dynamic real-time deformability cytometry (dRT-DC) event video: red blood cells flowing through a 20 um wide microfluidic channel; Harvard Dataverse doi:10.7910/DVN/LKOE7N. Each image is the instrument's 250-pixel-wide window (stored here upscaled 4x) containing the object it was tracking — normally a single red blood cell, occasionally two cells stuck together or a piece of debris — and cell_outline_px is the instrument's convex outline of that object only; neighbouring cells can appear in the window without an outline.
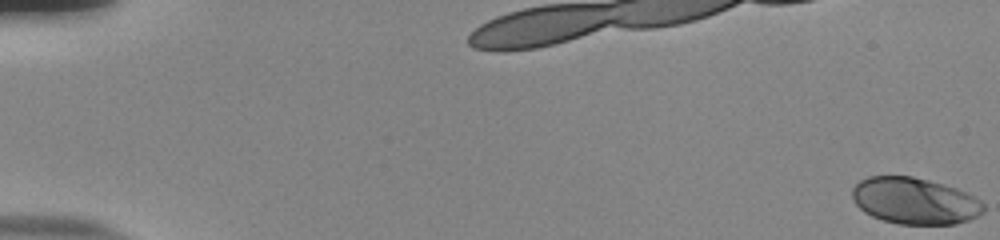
{"species": "human", "species_latin": "Homo sapiens", "temperature_condition": "room temperature", "stored_images_in_passage": 56, "camera_frame_rate_fps": 3000, "um_per_image_px": 0.085, "donor": {"sex": "male"}, "frame": {"image": 1, "passage_image": 1, "time_ms": 0.0, "image_size_px": [1000, 240], "cell_outline_px": [[984, 212], [968, 220], [956, 224], [900, 224], [884, 220], [872, 216], [864, 212], [856, 204], [852, 196], [852, 188], [860, 180], [868, 176], [912, 176], [928, 180], [956, 188], [980, 200], [984, 204]], "centroid_in_image_um": [77.73, 17.07], "position_along_channel_um": 7.3, "area_um2": 35.43}}
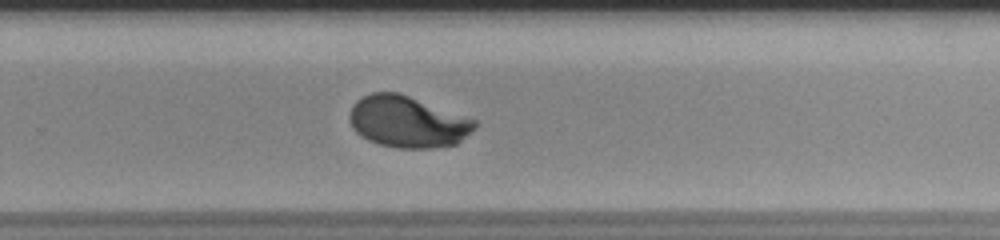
{"frame": {"image": 2, "passage_image": 39, "time_ms": 12.667, "image_size_px": [1000, 240], "cell_outline_px": [[476, 128], [472, 132], [456, 144], [432, 148], [396, 148], [380, 144], [368, 140], [356, 132], [348, 116], [356, 100], [372, 92], [396, 92], [408, 96], [476, 120]], "centroid_in_image_um": [34.64, 10.36], "position_along_channel_um": 295.2, "area_um2": 37.17}}
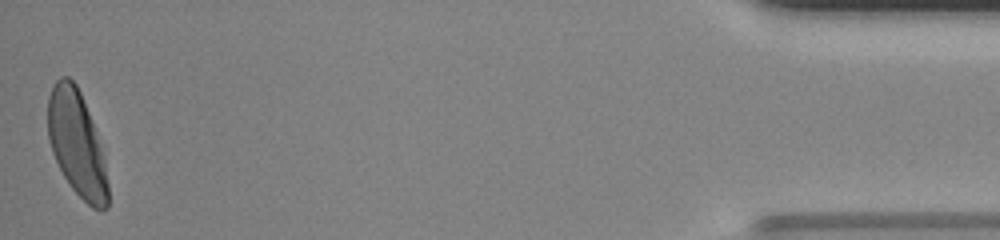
{"frame": {"image": 3, "passage_image": 56, "time_ms": 18.333, "image_size_px": [1000, 240], "cell_outline_px": [[108, 208], [100, 212], [92, 208], [72, 188], [64, 176], [52, 152], [48, 136], [48, 96], [56, 80], [60, 76], [68, 76], [76, 84], [80, 92], [96, 132], [104, 164], [108, 184]], "centroid_in_image_um": [6.51, 12.22], "position_along_channel_um": 428.7, "area_um2": 36.36}, "authors_computed_cell_mechanics": {"area_um2": 36.3851, "velocity_mm_per_s": 3.7816, "shape_relaxation_time_tau1_ms": 2.9475, "shape_relaxation_time_tau2_ms": null, "deformation_change_tau1": 0.1834, "deformation_change_tau2": null}}